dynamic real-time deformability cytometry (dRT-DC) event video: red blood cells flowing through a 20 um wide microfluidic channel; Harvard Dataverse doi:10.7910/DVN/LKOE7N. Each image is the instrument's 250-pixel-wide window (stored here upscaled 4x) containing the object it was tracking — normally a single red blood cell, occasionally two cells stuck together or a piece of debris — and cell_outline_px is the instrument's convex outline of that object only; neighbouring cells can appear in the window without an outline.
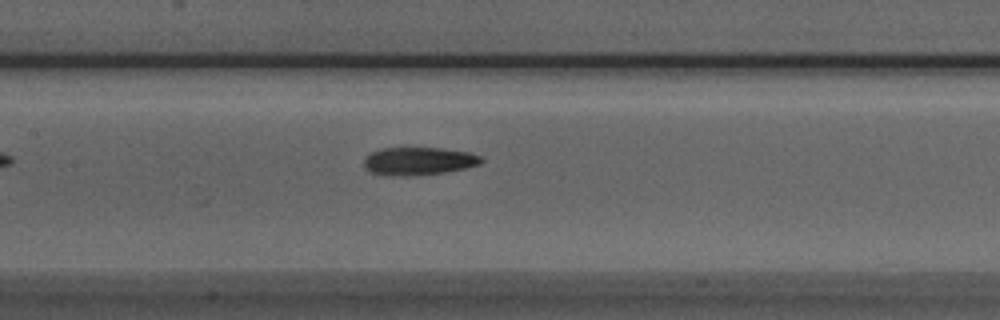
{"species": "Egyptian fruit bat (a non-hibernating species)", "species_latin": "Rousettus aegyptiacus", "temperature_condition": "room temperature", "stored_images_in_passage": 35, "camera_frame_rate_fps": 3000, "um_per_image_px": 0.085, "animal": {"sex": "male"}, "frame": {"image": 1, "passage_image": 9, "time_ms": 2.667, "image_size_px": [1000, 320], "cell_outline_px": [[484, 160], [480, 164], [464, 168], [444, 172], [416, 176], [388, 176], [372, 172], [364, 168], [364, 156], [380, 148], [444, 148], [468, 152], [480, 156]], "centroid_in_image_um": [35.55, 13.7], "position_along_channel_um": 171.8, "area_um2": 19.25}}
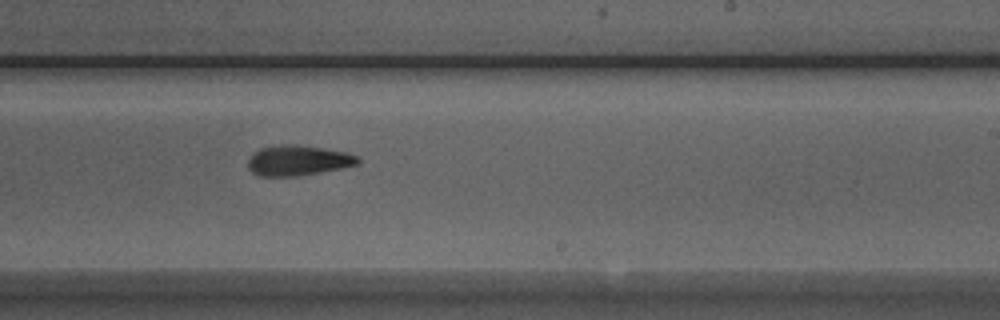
{"frame": {"image": 2, "passage_image": 16, "time_ms": 5.0, "image_size_px": [1000, 320], "cell_outline_px": [[360, 160], [356, 164], [340, 168], [296, 176], [260, 176], [252, 172], [248, 168], [248, 160], [252, 152], [260, 148], [288, 144], [292, 144], [324, 148], [348, 152], [356, 156]], "centroid_in_image_um": [25.29, 13.63], "position_along_channel_um": 263.7, "area_um2": 19.19}}
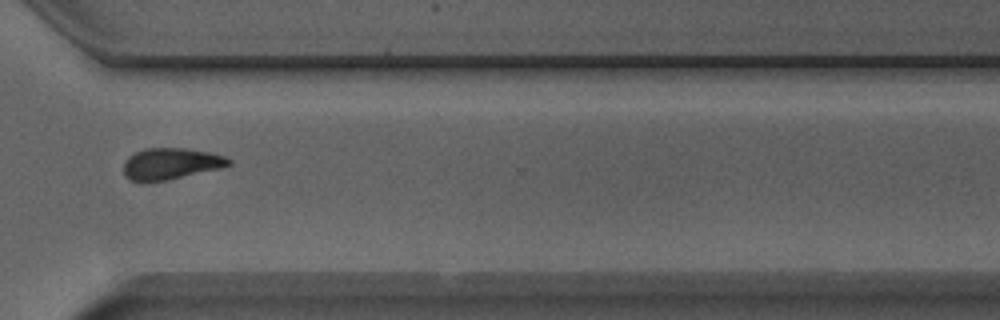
{"frame": {"image": 3, "passage_image": 23, "time_ms": 7.333, "image_size_px": [1000, 320], "cell_outline_px": [[232, 164], [220, 168], [164, 180], [144, 184], [140, 184], [128, 180], [124, 176], [124, 160], [128, 156], [144, 148], [184, 148], [208, 152], [224, 156], [232, 160]], "centroid_in_image_um": [14.43, 13.94], "position_along_channel_um": 356.2, "area_um2": 19.48}}